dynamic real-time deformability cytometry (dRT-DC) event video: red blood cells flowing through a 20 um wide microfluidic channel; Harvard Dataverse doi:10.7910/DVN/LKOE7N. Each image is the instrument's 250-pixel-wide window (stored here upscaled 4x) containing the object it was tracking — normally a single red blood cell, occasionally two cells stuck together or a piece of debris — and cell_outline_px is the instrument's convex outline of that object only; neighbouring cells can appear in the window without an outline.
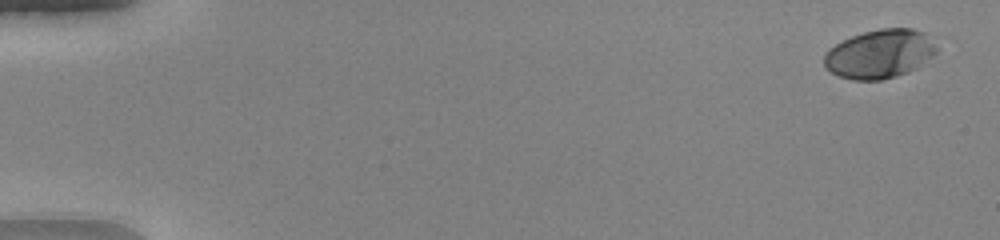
{"species": "human", "species_latin": "Homo sapiens", "temperature_condition": "warm", "stored_images_in_passage": 52, "camera_frame_rate_fps": 3000, "um_per_image_px": 0.085, "donor": {"sex": "female"}, "frame": {"image": 1, "passage_image": 3, "time_ms": 0.667, "image_size_px": [1000, 240], "cell_outline_px": [[936, 52], [932, 56], [916, 68], [908, 72], [896, 76], [880, 80], [852, 80], [840, 76], [832, 72], [824, 64], [824, 52], [828, 48], [852, 36], [864, 32], [880, 28], [912, 28], [924, 32], [936, 48]], "centroid_in_image_um": [74.75, 4.58], "position_along_channel_um": 10.3, "area_um2": 31.67}}
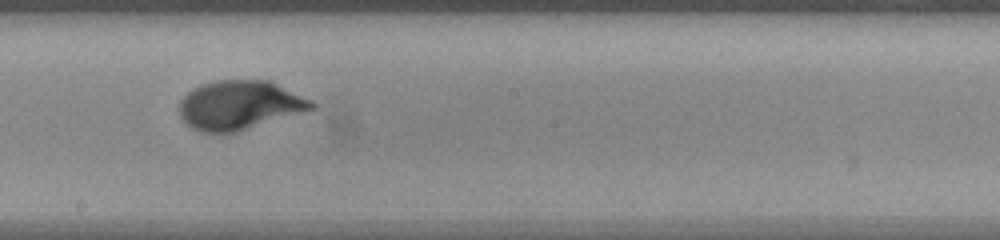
{"frame": {"image": 2, "passage_image": 31, "time_ms": 10.0, "image_size_px": [1000, 240], "cell_outline_px": [[316, 108], [236, 132], [200, 132], [192, 128], [180, 116], [180, 100], [192, 88], [200, 84], [216, 80], [268, 80], [312, 100], [316, 104]], "centroid_in_image_um": [20.36, 8.92], "position_along_channel_um": 227.8, "area_um2": 37.57}}
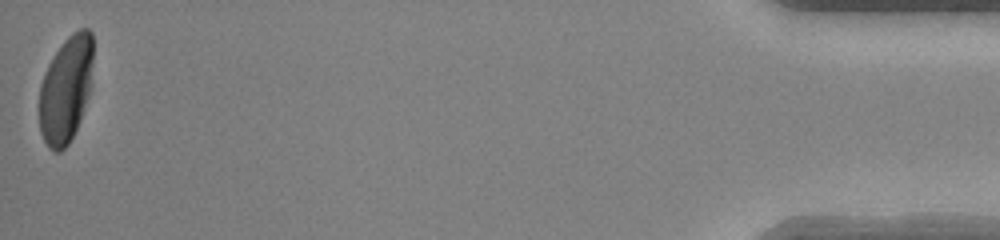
{"frame": {"image": 3, "passage_image": 52, "time_ms": 17.0, "image_size_px": [1000, 240], "cell_outline_px": [[92, 88], [80, 120], [68, 144], [60, 152], [52, 152], [48, 148], [40, 132], [40, 84], [44, 72], [48, 64], [64, 40], [72, 32], [80, 28], [88, 28], [92, 32]], "centroid_in_image_um": [5.61, 7.59], "position_along_channel_um": 429.6, "area_um2": 33.7}, "authors_computed_cell_mechanics": {"area_um2": 34.5066, "velocity_mm_per_s": 4.1196, "shape_relaxation_time_tau1_ms": 2.9737, "shape_relaxation_time_tau2_ms": null, "deformation_change_tau1": 0.2128, "deformation_change_tau2": null}}